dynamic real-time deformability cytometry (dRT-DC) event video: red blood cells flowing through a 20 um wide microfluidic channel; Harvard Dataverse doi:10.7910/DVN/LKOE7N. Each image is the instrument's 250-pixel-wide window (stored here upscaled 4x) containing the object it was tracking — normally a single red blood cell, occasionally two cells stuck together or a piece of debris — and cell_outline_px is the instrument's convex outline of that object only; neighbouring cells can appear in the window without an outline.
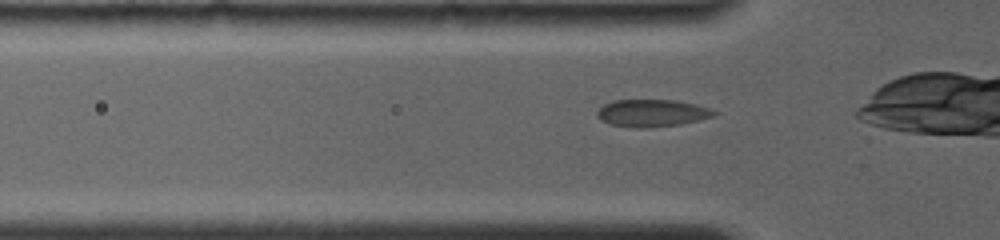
{"species": "common noctule bat (a hibernating species)", "species_latin": "Nyctalus noctula", "temperature_condition": "room temperature", "stored_images_in_passage": 48, "camera_frame_rate_fps": 4000, "um_per_image_px": 0.085, "animal": {"sex": "female", "body_mass_g": 19.0, "forearm_length_mm": 56.7}, "frame": {"image": 1, "passage_image": 3, "time_ms": 0.5, "image_size_px": [1000, 240], "cell_outline_px": [[720, 112], [716, 116], [680, 124], [640, 128], [636, 128], [612, 124], [600, 120], [596, 116], [596, 112], [604, 104], [612, 100], [676, 100], [696, 104]], "centroid_in_image_um": [55.43, 9.6], "position_along_channel_um": 70.4, "area_um2": 18.61}}
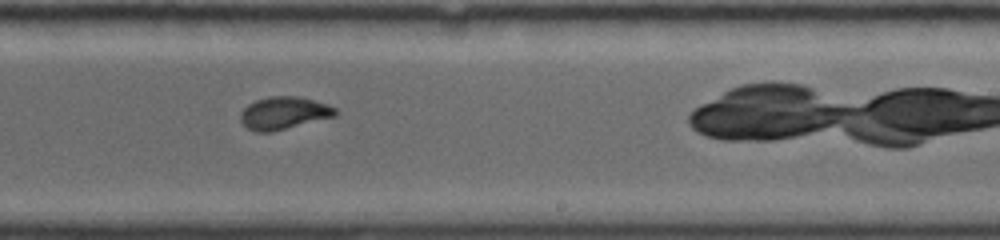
{"frame": {"image": 2, "passage_image": 23, "time_ms": 5.5, "image_size_px": [1000, 240], "cell_outline_px": [[340, 112], [336, 116], [272, 132], [256, 132], [248, 128], [240, 120], [240, 112], [248, 104], [256, 100], [268, 96], [300, 96], [328, 104], [336, 108]], "centroid_in_image_um": [24.15, 9.6], "position_along_channel_um": 264.8, "area_um2": 18.21}}
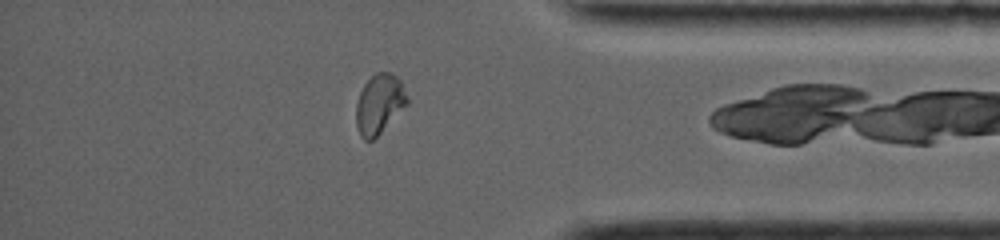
{"frame": {"image": 3, "passage_image": 38, "time_ms": 9.25, "image_size_px": [1000, 240], "cell_outline_px": [[408, 104], [372, 140], [364, 140], [360, 136], [356, 124], [356, 104], [360, 92], [364, 84], [376, 72], [392, 72], [400, 80], [408, 96]], "centroid_in_image_um": [32.24, 8.82], "position_along_channel_um": 403.0, "area_um2": 17.63}, "authors_computed_cell_mechanics": {"area_um2": 18.0336, "velocity_mm_per_s": 3.8849, "shape_relaxation_time_tau1_ms": 8.5951, "shape_relaxation_time_tau2_ms": null, "deformation_change_tau1": 0.2293, "deformation_change_tau2": null}}